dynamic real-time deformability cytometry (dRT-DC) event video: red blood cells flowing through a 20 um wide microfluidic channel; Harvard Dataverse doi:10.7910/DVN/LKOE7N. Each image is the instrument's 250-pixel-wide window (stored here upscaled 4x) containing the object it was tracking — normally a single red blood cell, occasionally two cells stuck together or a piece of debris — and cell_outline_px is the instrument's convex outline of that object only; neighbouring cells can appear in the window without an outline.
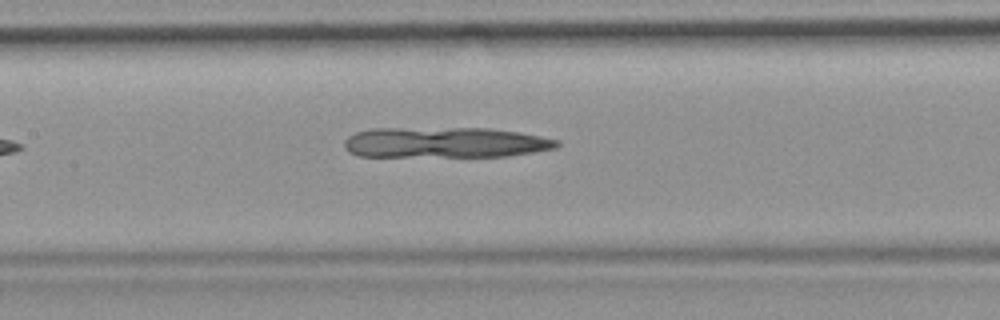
{"species": "common noctule bat (a hibernating species)", "species_latin": "Nyctalus noctula", "temperature_condition": "room temperature", "stored_images_in_passage": 4, "camera_frame_rate_fps": 3000, "um_per_image_px": 0.085, "animal": {"sex": "female", "body_mass_g": 19.9}, "frame": {"image": 1, "passage_image": 4, "time_ms": 4.333, "image_size_px": [1000, 320], "cell_outline_px": [[560, 144], [556, 148], [508, 156], [360, 156], [348, 152], [344, 148], [344, 140], [348, 136], [356, 132], [372, 128], [488, 128], [520, 132], [560, 140]], "centroid_in_image_um": [37.82, 12.1], "position_along_channel_um": 169.6, "area_um2": 38.03}}